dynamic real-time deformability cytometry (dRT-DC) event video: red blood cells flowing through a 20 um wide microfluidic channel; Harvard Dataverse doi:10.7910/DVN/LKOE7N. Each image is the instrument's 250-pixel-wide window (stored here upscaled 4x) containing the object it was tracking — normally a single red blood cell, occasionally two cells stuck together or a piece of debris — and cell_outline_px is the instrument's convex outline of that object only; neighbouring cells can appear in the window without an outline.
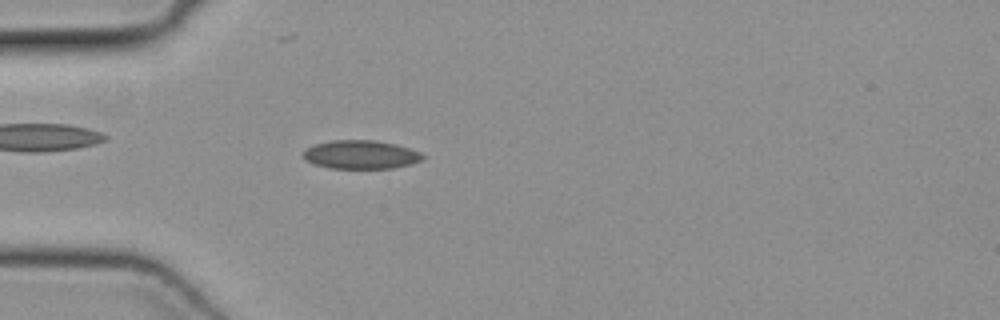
{"species": "common noctule bat (a hibernating species)", "species_latin": "Nyctalus noctula", "temperature_condition": "cold", "stored_images_in_passage": 41, "camera_frame_rate_fps": 3000, "um_per_image_px": 0.085, "animal": {"sex": "female", "body_mass_g": 19.3, "forearm_length_mm": 54.1}, "frame": {"image": 1, "passage_image": 6, "time_ms": 1.667, "image_size_px": [1000, 320], "cell_outline_px": [[424, 160], [392, 168], [328, 168], [304, 160], [300, 156], [308, 148], [316, 144], [332, 140], [376, 140], [396, 144], [420, 152], [424, 156]], "centroid_in_image_um": [30.66, 13.14], "position_along_channel_um": 54.3, "area_um2": 19.83}}
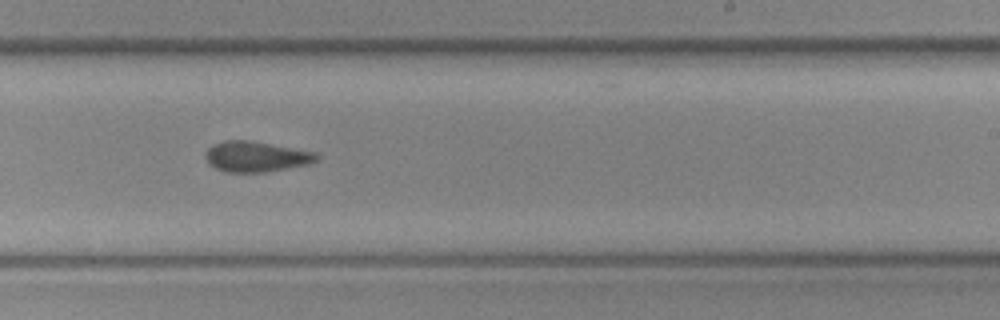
{"frame": {"image": 2, "passage_image": 22, "time_ms": 7.0, "image_size_px": [1000, 320], "cell_outline_px": [[320, 160], [308, 164], [288, 168], [264, 172], [228, 172], [216, 168], [208, 164], [204, 156], [208, 148], [224, 140], [248, 140], [316, 152], [320, 156]], "centroid_in_image_um": [21.78, 13.31], "position_along_channel_um": 267.2, "area_um2": 19.71}}
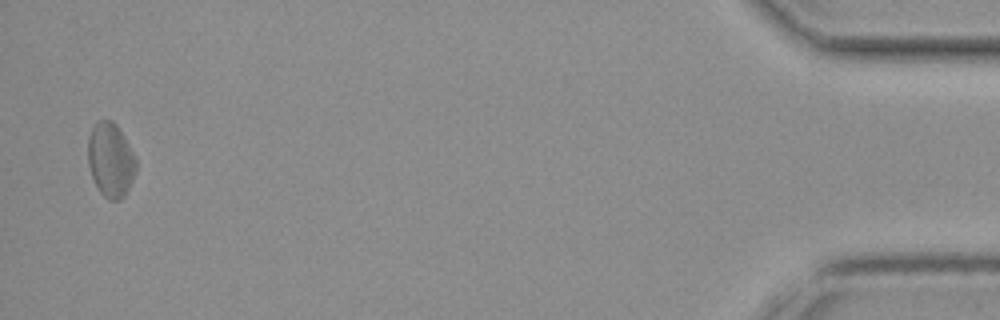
{"frame": {"image": 3, "passage_image": 40, "time_ms": 13.0, "image_size_px": [1000, 320], "cell_outline_px": [[136, 168], [132, 180], [124, 196], [120, 200], [108, 200], [100, 192], [92, 176], [88, 164], [88, 136], [96, 120], [112, 120], [116, 124], [124, 136], [136, 160]], "centroid_in_image_um": [9.38, 13.58], "position_along_channel_um": 425.8, "area_um2": 20.69}}